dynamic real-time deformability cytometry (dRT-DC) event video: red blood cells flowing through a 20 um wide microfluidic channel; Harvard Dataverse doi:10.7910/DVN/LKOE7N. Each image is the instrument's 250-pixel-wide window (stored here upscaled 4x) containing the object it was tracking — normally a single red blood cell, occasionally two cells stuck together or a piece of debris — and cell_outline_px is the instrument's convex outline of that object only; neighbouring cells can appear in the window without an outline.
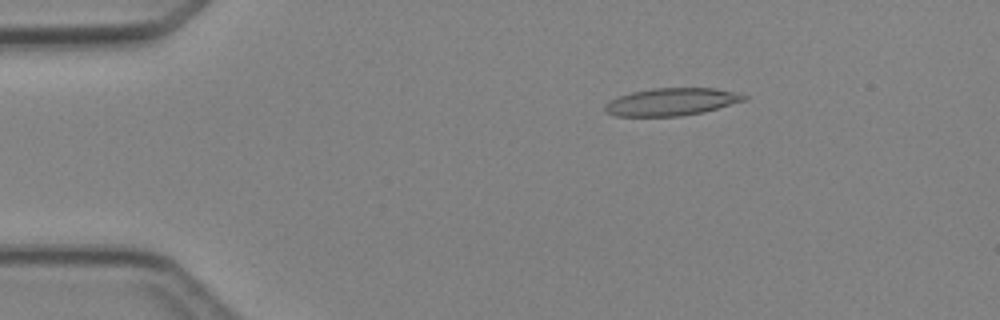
{"species": "Egyptian fruit bat (a non-hibernating species)", "species_latin": "Rousettus aegyptiacus", "temperature_condition": "cold", "stored_images_in_passage": 5, "camera_frame_rate_fps": 3000, "um_per_image_px": 0.085, "animal": {"sex": "female"}, "frame": {"image": 1, "passage_image": 2, "time_ms": 2.333, "image_size_px": [1000, 320], "cell_outline_px": [[748, 100], [704, 112], [680, 116], [616, 116], [604, 112], [604, 104], [608, 100], [632, 92], [652, 88], [716, 88], [748, 96]], "centroid_in_image_um": [57.06, 8.66], "position_along_channel_um": 27.9, "area_um2": 22.43}}
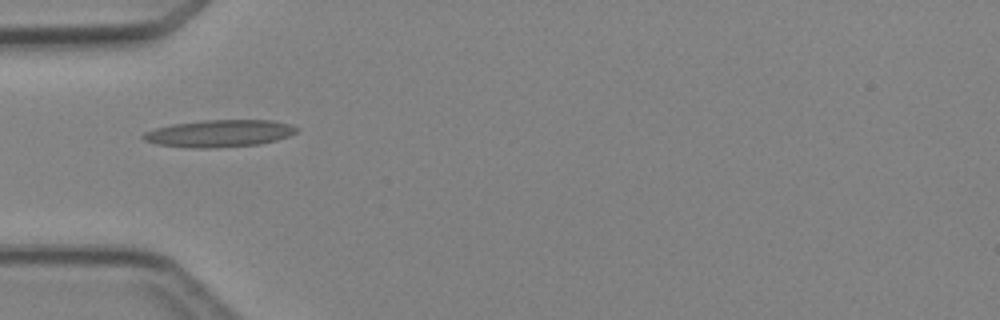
{"frame": {"image": 2, "passage_image": 4, "time_ms": 4.667, "image_size_px": [1000, 320], "cell_outline_px": [[300, 128], [296, 132], [288, 136], [276, 140], [260, 144], [212, 148], [192, 148], [156, 144], [144, 140], [140, 136], [144, 132], [156, 128], [172, 124], [204, 120], [272, 120], [288, 124]], "centroid_in_image_um": [18.63, 11.34], "position_along_channel_um": 66.4, "area_um2": 24.28}}
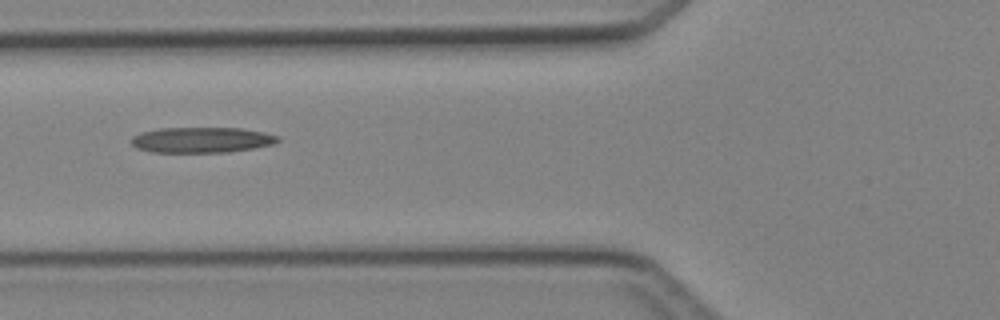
{"frame": {"image": 3, "passage_image": 5, "time_ms": 5.667, "image_size_px": [1000, 320], "cell_outline_px": [[280, 140], [272, 144], [252, 148], [228, 152], [152, 152], [136, 148], [132, 144], [132, 136], [140, 132], [160, 128], [240, 128], [264, 132], [280, 136]], "centroid_in_image_um": [17.13, 11.89], "position_along_channel_um": 108.7, "area_um2": 21.79}}